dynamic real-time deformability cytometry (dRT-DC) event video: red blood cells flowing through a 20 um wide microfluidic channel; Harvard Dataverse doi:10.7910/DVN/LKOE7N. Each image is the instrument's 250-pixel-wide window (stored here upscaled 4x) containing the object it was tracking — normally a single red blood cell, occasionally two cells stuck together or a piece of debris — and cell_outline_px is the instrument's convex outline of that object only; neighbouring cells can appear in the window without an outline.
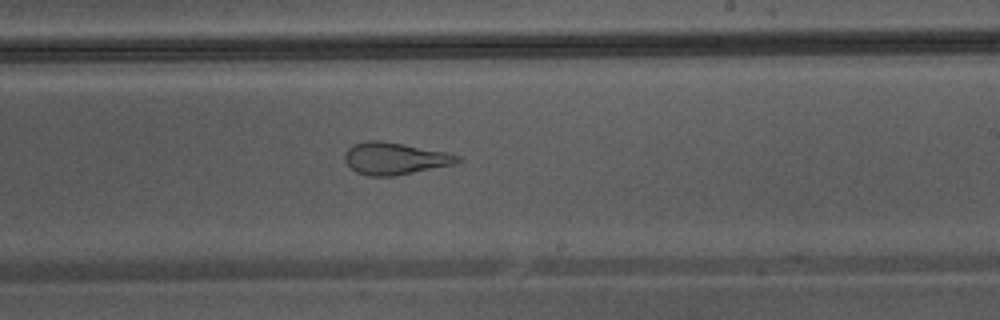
{"species": "Egyptian fruit bat (a non-hibernating species)", "species_latin": "Rousettus aegyptiacus", "temperature_condition": "warm", "stored_images_in_passage": 42, "camera_frame_rate_fps": 3000, "um_per_image_px": 0.085, "animal": {"sex": "male"}, "frame": {"image": 1, "passage_image": 30, "time_ms": 9.667, "image_size_px": [1000, 320], "cell_outline_px": [[464, 160], [452, 164], [396, 176], [368, 176], [356, 172], [344, 160], [344, 152], [352, 144], [368, 140], [380, 140], [404, 144], [444, 152], [460, 156]], "centroid_in_image_um": [33.51, 13.47], "position_along_channel_um": 255.5, "area_um2": 21.04}}